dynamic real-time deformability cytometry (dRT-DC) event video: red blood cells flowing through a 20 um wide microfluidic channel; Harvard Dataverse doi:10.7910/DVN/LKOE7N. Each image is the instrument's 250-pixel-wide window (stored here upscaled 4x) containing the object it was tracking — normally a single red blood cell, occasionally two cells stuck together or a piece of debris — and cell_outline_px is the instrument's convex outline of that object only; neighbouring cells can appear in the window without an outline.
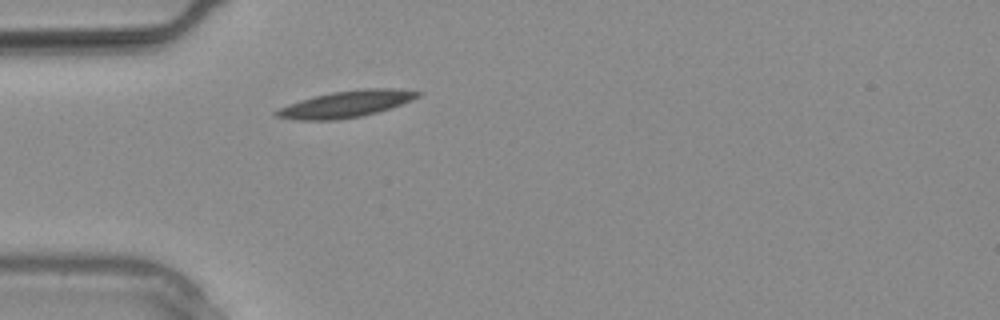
{"species": "common noctule bat (a hibernating species)", "species_latin": "Nyctalus noctula", "temperature_condition": "warm", "stored_images_in_passage": 3, "camera_frame_rate_fps": 3000, "um_per_image_px": 0.085, "animal": {"sex": "male", "body_mass_g": 20.4}, "frame": {"image": 1, "passage_image": 1, "time_ms": 0.0, "image_size_px": [1000, 320], "cell_outline_px": [[424, 92], [420, 96], [412, 100], [376, 112], [360, 116], [336, 120], [296, 120], [272, 116], [272, 112], [288, 104], [300, 100], [332, 92], [364, 88], [392, 88]], "centroid_in_image_um": [29.38, 8.84], "position_along_channel_um": 55.6, "area_um2": 21.79}}